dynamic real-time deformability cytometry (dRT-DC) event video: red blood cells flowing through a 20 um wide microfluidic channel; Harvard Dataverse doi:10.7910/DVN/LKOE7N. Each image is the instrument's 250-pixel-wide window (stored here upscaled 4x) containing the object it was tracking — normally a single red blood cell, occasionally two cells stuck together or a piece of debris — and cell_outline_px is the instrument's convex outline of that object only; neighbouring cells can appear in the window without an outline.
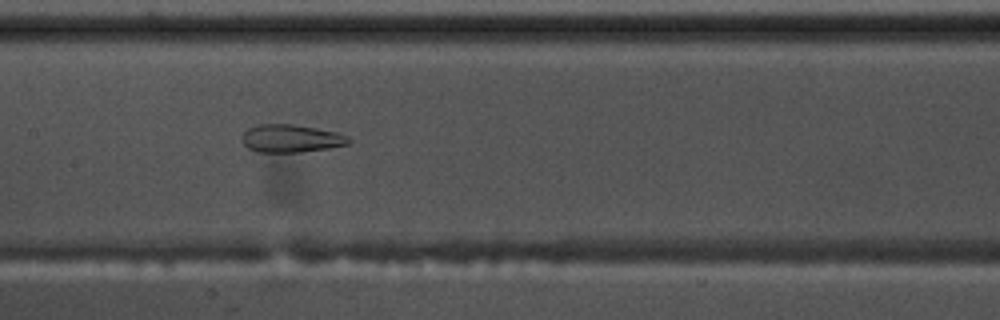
{"species": "common noctule bat (a hibernating species)", "species_latin": "Nyctalus noctula", "temperature_condition": "warm", "stored_images_in_passage": 55, "camera_frame_rate_fps": 3000, "um_per_image_px": 0.085, "animal": {"sex": "male", "body_mass_g": 17.5, "forearm_length_mm": 52.3}, "frame": {"image": 1, "passage_image": 27, "time_ms": 8.667, "image_size_px": [1000, 320], "cell_outline_px": [[352, 140], [348, 144], [328, 148], [300, 152], [256, 152], [248, 148], [244, 144], [240, 136], [248, 128], [260, 124], [292, 124], [316, 128], [336, 132], [348, 136]], "centroid_in_image_um": [24.72, 11.77], "position_along_channel_um": 182.7, "area_um2": 17.34}}
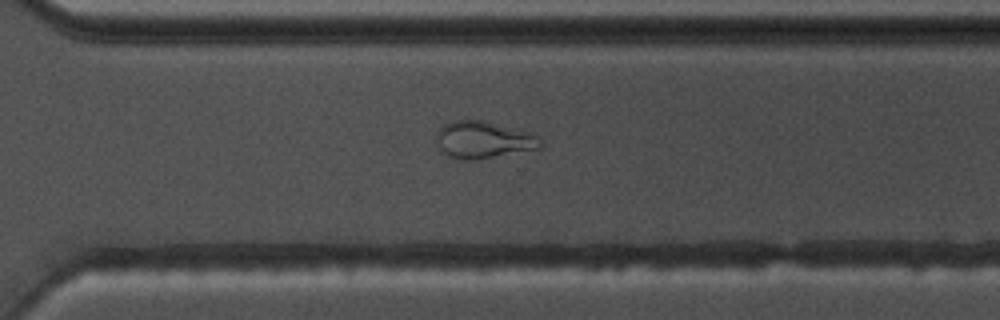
{"frame": {"image": 2, "passage_image": 39, "time_ms": 12.667, "image_size_px": [1000, 320], "cell_outline_px": [[544, 144], [540, 148], [480, 160], [464, 160], [452, 156], [444, 152], [440, 148], [436, 140], [436, 132], [444, 124], [452, 120], [480, 120], [532, 132], [540, 136]], "centroid_in_image_um": [41.14, 11.88], "position_along_channel_um": 329.5, "area_um2": 22.72}}
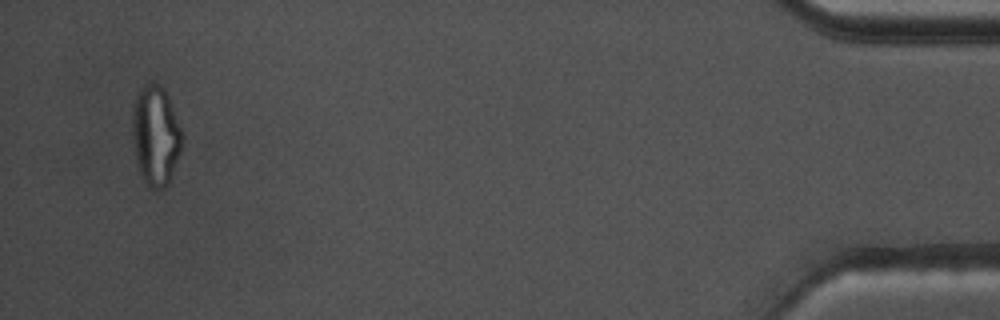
{"frame": {"image": 3, "passage_image": 53, "time_ms": 17.333, "image_size_px": [1000, 320], "cell_outline_px": [[184, 136], [180, 152], [168, 184], [164, 188], [152, 188], [140, 176], [136, 160], [132, 140], [132, 112], [136, 96], [140, 88], [144, 84], [160, 84], [164, 88], [168, 96]], "centroid_in_image_um": [13.22, 11.51], "position_along_channel_um": 422.0, "area_um2": 28.96}, "authors_computed_cell_mechanics": {"area_um2": 23.5246, "velocity_mm_per_s": 3.6759, "shape_relaxation_time_tau1_ms": null, "shape_relaxation_time_tau2_ms": 1.7245, "deformation_change_tau1": null, "deformation_change_tau2": 0.0902}}